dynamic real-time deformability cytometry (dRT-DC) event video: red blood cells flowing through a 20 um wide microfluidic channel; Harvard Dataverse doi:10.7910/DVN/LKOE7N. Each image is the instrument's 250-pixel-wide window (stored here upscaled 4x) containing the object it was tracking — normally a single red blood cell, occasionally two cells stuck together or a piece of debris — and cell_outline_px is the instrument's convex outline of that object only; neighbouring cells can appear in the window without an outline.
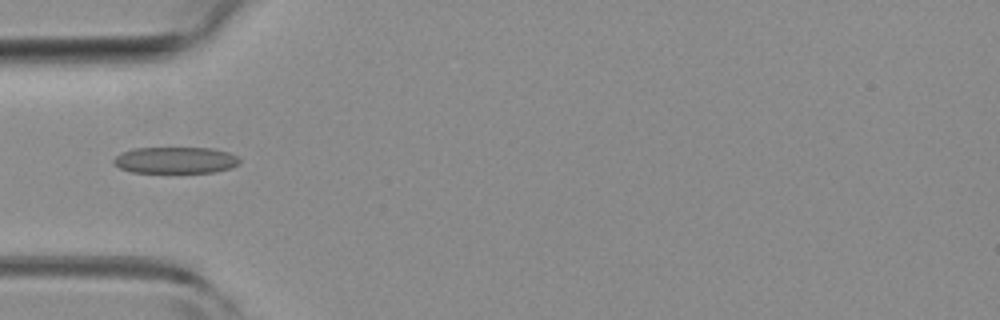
{"species": "common noctule bat (a hibernating species)", "species_latin": "Nyctalus noctula", "temperature_condition": "room temperature", "stored_images_in_passage": 34, "camera_frame_rate_fps": 3000, "um_per_image_px": 0.085, "animal": {"sex": "female", "body_mass_g": 19.3, "forearm_length_mm": 54.1}, "frame": {"image": 1, "passage_image": 3, "time_ms": 0.667, "image_size_px": [1000, 320], "cell_outline_px": [[240, 164], [232, 168], [216, 172], [132, 172], [120, 168], [112, 164], [112, 160], [120, 152], [132, 148], [212, 148], [228, 152], [236, 156], [240, 160]], "centroid_in_image_um": [14.9, 13.61], "position_along_channel_um": 70.1, "area_um2": 19.59}}
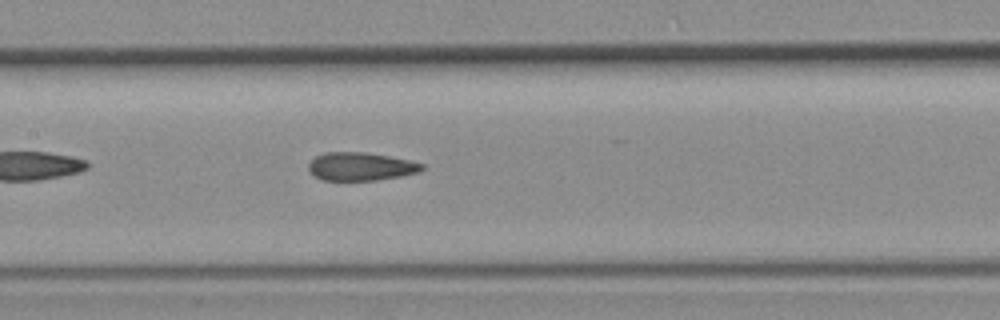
{"frame": {"image": 2, "passage_image": 11, "time_ms": 3.333, "image_size_px": [1000, 320], "cell_outline_px": [[424, 168], [420, 172], [400, 176], [376, 180], [320, 180], [308, 168], [308, 164], [316, 156], [324, 152], [364, 152], [388, 156], [408, 160], [424, 164]], "centroid_in_image_um": [30.66, 14.15], "position_along_channel_um": 176.7, "area_um2": 18.5}}
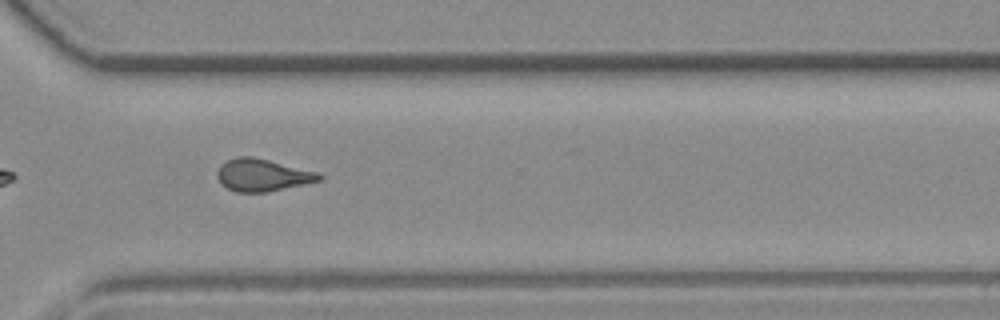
{"frame": {"image": 3, "passage_image": 24, "time_ms": 7.667, "image_size_px": [1000, 320], "cell_outline_px": [[324, 180], [268, 192], [236, 192], [220, 184], [216, 176], [216, 172], [220, 164], [228, 160], [240, 156], [252, 156], [316, 172], [324, 176]], "centroid_in_image_um": [22.29, 14.89], "position_along_channel_um": 348.3, "area_um2": 19.25}, "authors_computed_cell_mechanics": {"area_um2": 19.074, "velocity_mm_per_s": 3.9633, "shape_relaxation_time_tau1_ms": null, "shape_relaxation_time_tau2_ms": 1.875, "deformation_change_tau1": null, "deformation_change_tau2": 0.0907}}